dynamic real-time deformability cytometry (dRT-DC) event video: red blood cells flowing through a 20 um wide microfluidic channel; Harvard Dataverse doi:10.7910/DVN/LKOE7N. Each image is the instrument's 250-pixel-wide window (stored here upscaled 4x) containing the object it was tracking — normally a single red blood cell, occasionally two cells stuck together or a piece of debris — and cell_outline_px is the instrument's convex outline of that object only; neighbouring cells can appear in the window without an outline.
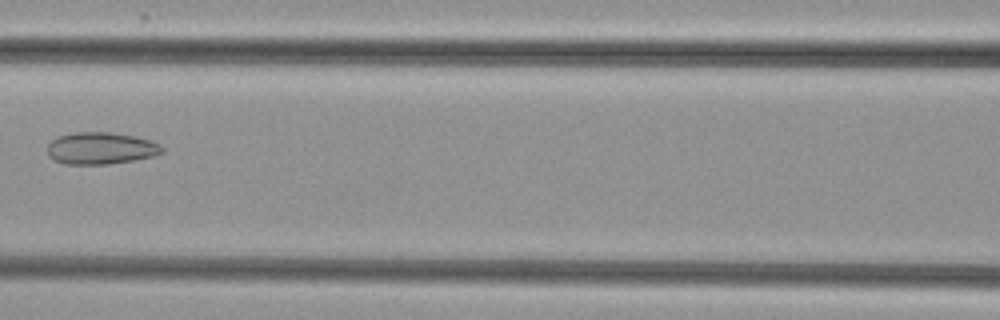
{"species": "common noctule bat (a hibernating species)", "species_latin": "Nyctalus noctula", "temperature_condition": "cold", "stored_images_in_passage": 6, "camera_frame_rate_fps": 3000, "um_per_image_px": 0.085, "animal": {"sex": "female", "body_mass_g": 29.2, "forearm_length_mm": 56.3}, "frame": {"image": 1, "passage_image": 6, "time_ms": 7.0, "image_size_px": [1000, 320], "cell_outline_px": [[164, 152], [156, 156], [108, 164], [64, 164], [48, 156], [48, 144], [52, 140], [60, 136], [76, 132], [112, 132], [136, 136], [160, 144], [164, 148]], "centroid_in_image_um": [8.6, 12.6], "position_along_channel_um": 158.0, "area_um2": 21.39}}